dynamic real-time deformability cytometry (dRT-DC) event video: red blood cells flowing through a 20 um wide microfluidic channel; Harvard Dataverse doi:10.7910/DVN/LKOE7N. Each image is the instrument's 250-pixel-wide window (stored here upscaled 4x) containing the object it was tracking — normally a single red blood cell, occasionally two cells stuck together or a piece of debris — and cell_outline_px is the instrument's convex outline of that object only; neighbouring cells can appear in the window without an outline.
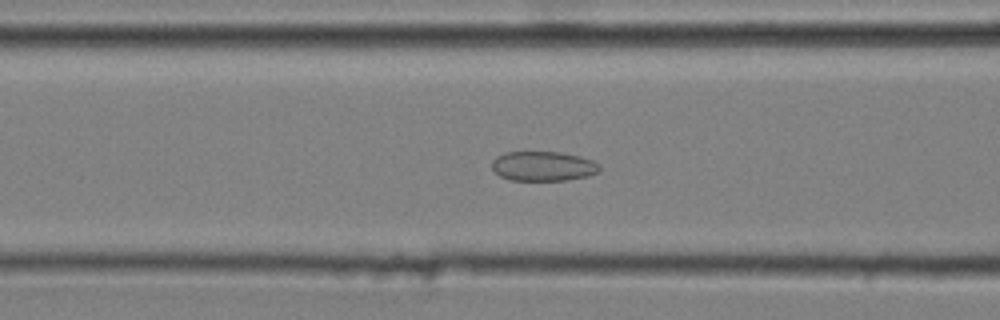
{"species": "common noctule bat (a hibernating species)", "species_latin": "Nyctalus noctula", "temperature_condition": "cold", "stored_images_in_passage": 52, "camera_frame_rate_fps": 3000, "um_per_image_px": 0.085, "animal": {"sex": "male", "body_mass_g": 20.4}, "frame": {"image": 1, "passage_image": 21, "time_ms": 6.667, "image_size_px": [1000, 320], "cell_outline_px": [[600, 168], [596, 172], [588, 176], [564, 180], [508, 180], [500, 176], [492, 168], [492, 160], [496, 156], [504, 152], [560, 152], [580, 156], [592, 160], [600, 164]], "centroid_in_image_um": [46.14, 14.12], "position_along_channel_um": 120.5, "area_um2": 18.61}}
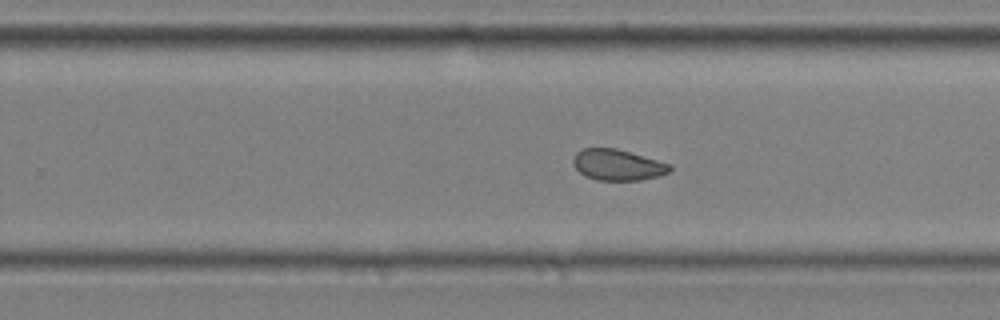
{"frame": {"image": 2, "passage_image": 34, "time_ms": 11.0, "image_size_px": [1000, 320], "cell_outline_px": [[672, 168], [668, 172], [660, 176], [640, 180], [596, 180], [584, 176], [572, 164], [572, 160], [576, 152], [584, 148], [616, 148], [672, 164]], "centroid_in_image_um": [52.49, 14.01], "position_along_channel_um": 277.3, "area_um2": 17.57}}
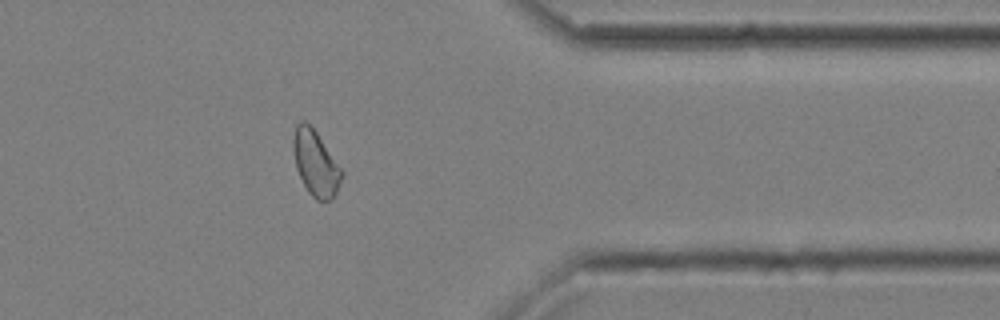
{"frame": {"image": 3, "passage_image": 44, "time_ms": 14.333, "image_size_px": [1000, 320], "cell_outline_px": [[344, 176], [332, 200], [316, 200], [308, 192], [296, 168], [292, 148], [292, 140], [296, 124], [300, 120], [304, 120], [316, 132], [344, 172]], "centroid_in_image_um": [26.82, 13.88], "position_along_channel_um": 384.6, "area_um2": 18.44}, "authors_computed_cell_mechanics": {"area_um2": 18.9006, "velocity_mm_per_s": 3.6233, "shape_relaxation_time_tau1_ms": null, "shape_relaxation_time_tau2_ms": 2.0171, "deformation_change_tau1": null, "deformation_change_tau2": 0.0727}}